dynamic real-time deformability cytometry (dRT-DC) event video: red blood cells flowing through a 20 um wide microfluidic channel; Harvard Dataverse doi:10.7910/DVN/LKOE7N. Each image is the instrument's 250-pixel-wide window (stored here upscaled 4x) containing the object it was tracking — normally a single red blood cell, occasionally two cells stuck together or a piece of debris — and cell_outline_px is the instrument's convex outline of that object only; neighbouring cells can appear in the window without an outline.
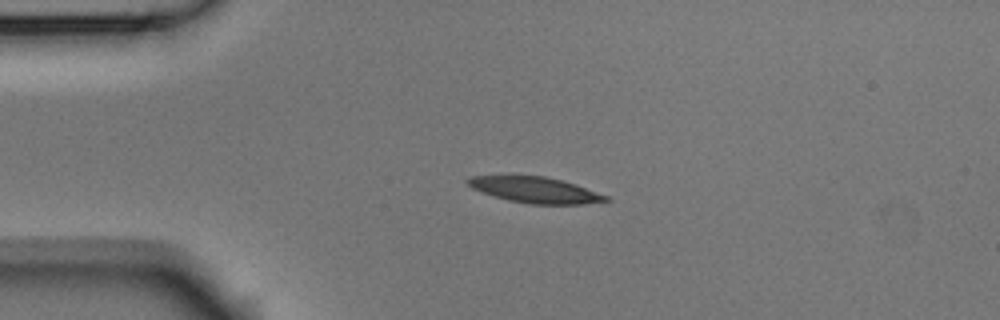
{"species": "Egyptian fruit bat (a non-hibernating species)", "species_latin": "Rousettus aegyptiacus", "temperature_condition": "room temperature", "stored_images_in_passage": 44, "camera_frame_rate_fps": 3000, "um_per_image_px": 0.085, "animal": {"sex": "male"}, "frame": {"image": 1, "passage_image": 3, "time_ms": 0.667, "image_size_px": [1000, 320], "cell_outline_px": [[612, 200], [584, 204], [528, 204], [508, 200], [472, 188], [464, 180], [472, 176], [544, 176], [576, 184], [608, 196]], "centroid_in_image_um": [45.53, 16.15], "position_along_channel_um": 39.5, "area_um2": 20.58}}
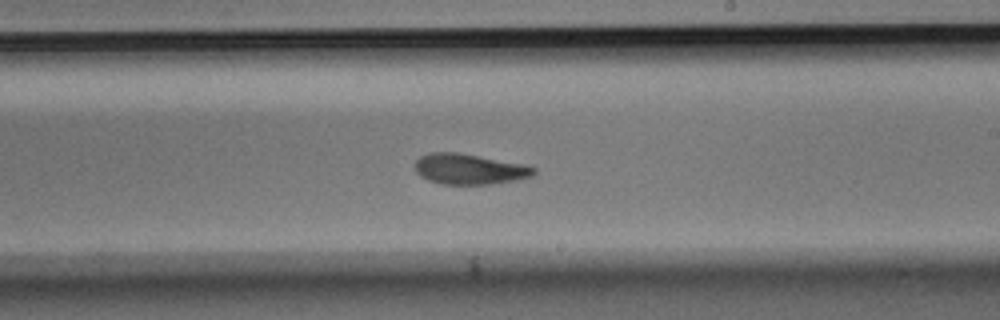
{"frame": {"image": 2, "passage_image": 22, "time_ms": 7.0, "image_size_px": [1000, 320], "cell_outline_px": [[536, 172], [532, 176], [516, 180], [492, 184], [444, 184], [428, 180], [420, 176], [416, 172], [416, 160], [420, 156], [428, 152], [456, 152], [524, 164], [536, 168]], "centroid_in_image_um": [39.89, 14.37], "position_along_channel_um": 249.1, "area_um2": 21.1}}
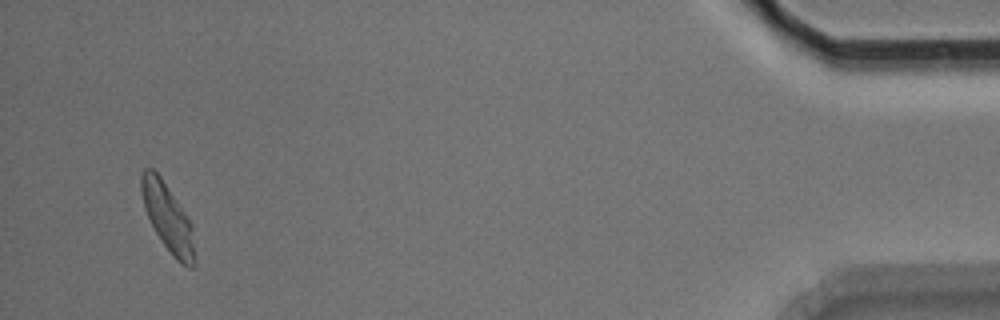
{"frame": {"image": 3, "passage_image": 42, "time_ms": 13.667, "image_size_px": [1000, 320], "cell_outline_px": [[196, 264], [192, 268], [188, 268], [180, 264], [172, 256], [156, 232], [144, 208], [140, 188], [140, 172], [144, 168], [152, 168], [160, 176], [192, 224], [196, 260]], "centroid_in_image_um": [14.27, 18.53], "position_along_channel_um": 420.9, "area_um2": 21.04}, "authors_computed_cell_mechanics": {"area_um2": 21.3571, "velocity_mm_per_s": 3.7476, "shape_relaxation_time_tau1_ms": 3.2831, "shape_relaxation_time_tau2_ms": 3.3229, "deformation_change_tau1": 0.1607, "deformation_change_tau2": 0.106}}